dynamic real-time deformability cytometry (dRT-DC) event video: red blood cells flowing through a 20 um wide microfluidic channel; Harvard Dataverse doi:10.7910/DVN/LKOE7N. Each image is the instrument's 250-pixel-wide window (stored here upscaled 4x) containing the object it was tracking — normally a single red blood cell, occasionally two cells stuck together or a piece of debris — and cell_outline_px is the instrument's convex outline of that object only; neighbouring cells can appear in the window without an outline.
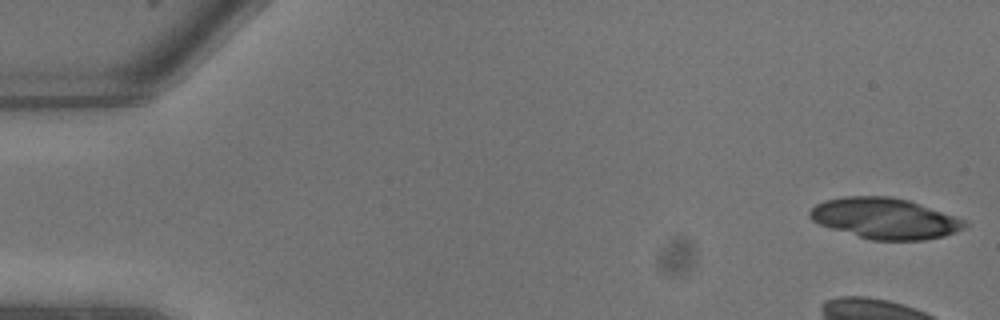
{"species": "common noctule bat (a hibernating species)", "species_latin": "Nyctalus noctula", "temperature_condition": "warm", "stored_images_in_passage": 19, "camera_frame_rate_fps": 3000, "um_per_image_px": 0.085, "animal": {"sex": "male", "body_mass_g": 13.3}, "frame": {"image": 1, "passage_image": 1, "time_ms": 0.0, "image_size_px": [1000, 320], "cell_outline_px": [[968, 224], [964, 228], [956, 232], [944, 236], [924, 240], [872, 240], [832, 228], [820, 224], [812, 220], [808, 216], [808, 212], [816, 204], [824, 200], [844, 196], [892, 196], [908, 200], [968, 220]], "centroid_in_image_um": [75.24, 18.55], "position_along_channel_um": 9.8, "area_um2": 36.82}}